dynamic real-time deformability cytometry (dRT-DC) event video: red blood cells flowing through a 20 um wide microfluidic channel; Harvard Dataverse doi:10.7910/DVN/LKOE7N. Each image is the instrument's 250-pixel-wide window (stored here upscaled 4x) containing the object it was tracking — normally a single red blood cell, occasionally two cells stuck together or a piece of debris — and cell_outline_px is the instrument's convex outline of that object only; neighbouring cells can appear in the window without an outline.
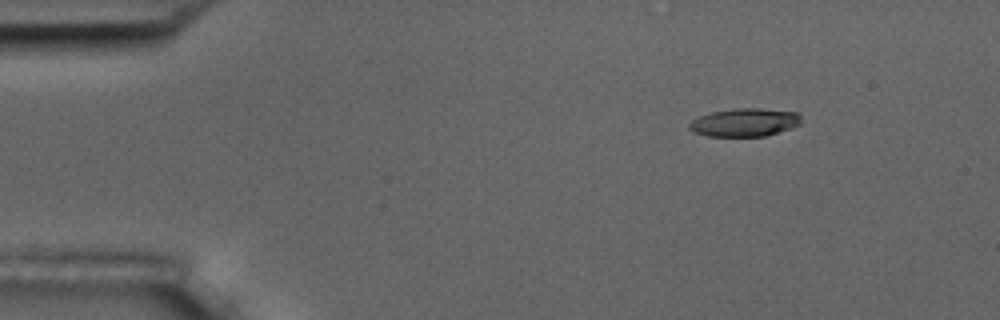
{"species": "common noctule bat (a hibernating species)", "species_latin": "Nyctalus noctula", "temperature_condition": "room temperature", "stored_images_in_passage": 9, "camera_frame_rate_fps": 3000, "um_per_image_px": 0.085, "animal": {"sex": "male", "body_mass_g": 17.5, "forearm_length_mm": 52.3}, "frame": {"image": 1, "passage_image": 1, "time_ms": 0.0, "image_size_px": [1000, 320], "cell_outline_px": [[800, 124], [764, 136], [708, 136], [696, 132], [688, 128], [688, 124], [692, 120], [700, 116], [712, 112], [732, 108], [760, 108], [796, 112], [800, 116]], "centroid_in_image_um": [63.26, 10.39], "position_along_channel_um": 21.7, "area_um2": 18.09}}
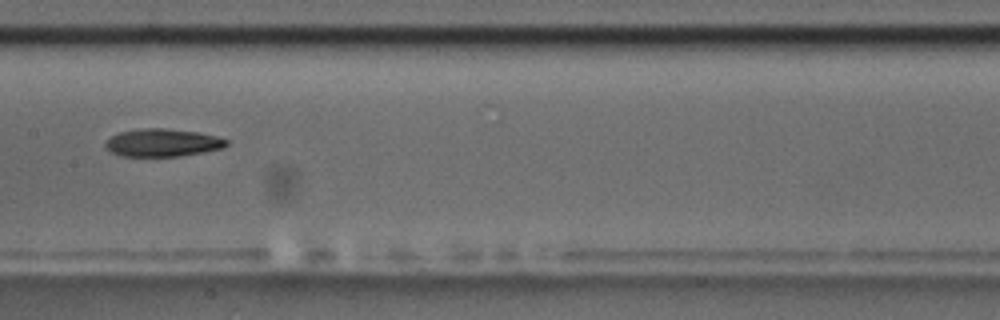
{"frame": {"image": 2, "passage_image": 7, "time_ms": 7.0, "image_size_px": [1000, 320], "cell_outline_px": [[228, 144], [224, 148], [180, 156], [120, 156], [112, 152], [104, 144], [112, 136], [120, 132], [144, 128], [164, 128], [196, 132], [216, 136], [228, 140]], "centroid_in_image_um": [13.84, 12.13], "position_along_channel_um": 193.6, "area_um2": 19.36}}
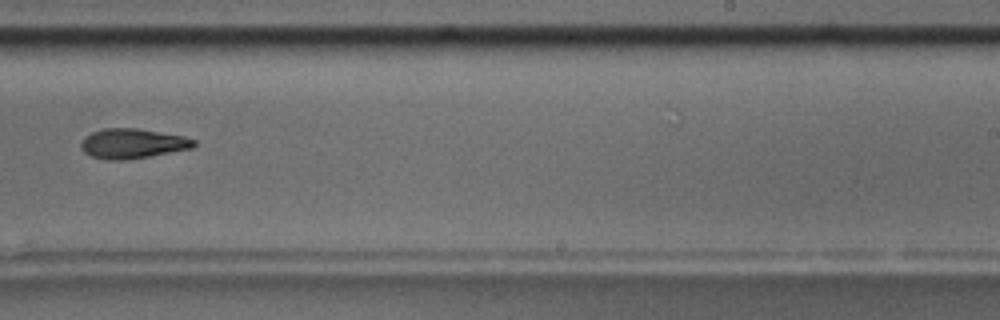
{"frame": {"image": 3, "passage_image": 9, "time_ms": 9.333, "image_size_px": [1000, 320], "cell_outline_px": [[196, 144], [192, 148], [148, 156], [124, 160], [108, 160], [92, 156], [84, 152], [80, 148], [80, 140], [84, 136], [100, 128], [136, 128], [184, 136], [196, 140]], "centroid_in_image_um": [11.21, 12.19], "position_along_channel_um": 277.8, "area_um2": 19.65}}